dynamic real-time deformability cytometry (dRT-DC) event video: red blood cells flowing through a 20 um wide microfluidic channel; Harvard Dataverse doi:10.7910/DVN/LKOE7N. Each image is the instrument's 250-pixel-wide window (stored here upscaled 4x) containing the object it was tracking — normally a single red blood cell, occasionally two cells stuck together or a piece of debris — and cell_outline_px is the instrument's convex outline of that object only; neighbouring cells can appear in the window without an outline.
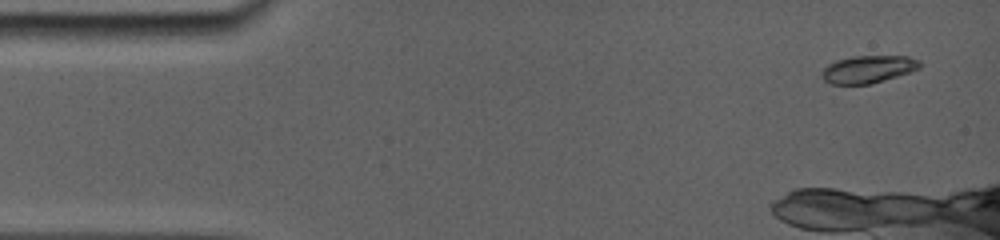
{"species": "common noctule bat (a hibernating species)", "species_latin": "Nyctalus noctula", "temperature_condition": "room temperature", "stored_images_in_passage": 8, "camera_frame_rate_fps": 5000, "um_per_image_px": 0.085, "animal": {"sex": "female", "body_mass_g": 19.0, "forearm_length_mm": 56.7}, "frame": {"image": 1, "passage_image": 1, "time_ms": 0.0, "image_size_px": [1000, 240], "cell_outline_px": [[920, 68], [912, 72], [872, 84], [832, 84], [824, 80], [820, 76], [820, 72], [828, 64], [836, 60], [852, 56], [908, 56], [920, 60]], "centroid_in_image_um": [73.79, 5.89], "position_along_channel_um": 11.2, "area_um2": 15.95}}